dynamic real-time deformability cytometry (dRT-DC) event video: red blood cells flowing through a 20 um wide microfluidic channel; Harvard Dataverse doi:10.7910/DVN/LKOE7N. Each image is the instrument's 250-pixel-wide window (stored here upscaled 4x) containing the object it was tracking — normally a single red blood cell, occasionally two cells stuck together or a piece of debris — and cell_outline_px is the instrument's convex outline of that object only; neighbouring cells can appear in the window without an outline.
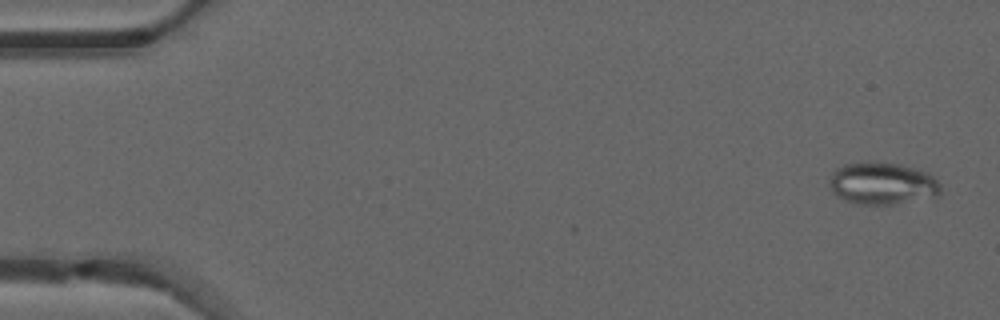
{"species": "common noctule bat (a hibernating species)", "species_latin": "Nyctalus noctula", "temperature_condition": "warm", "stored_images_in_passage": 49, "camera_frame_rate_fps": 3000, "um_per_image_px": 0.085, "animal": {"sex": "male", "forearm_length_mm": 52.5}, "frame": {"image": 1, "passage_image": 2, "time_ms": 0.333, "image_size_px": [1000, 320], "cell_outline_px": [[940, 196], [892, 204], [856, 204], [844, 200], [836, 196], [832, 192], [832, 172], [836, 168], [844, 164], [868, 160], [880, 160], [900, 164], [928, 172], [940, 184]], "centroid_in_image_um": [75.01, 15.57], "position_along_channel_um": 10.0, "area_um2": 27.69}}
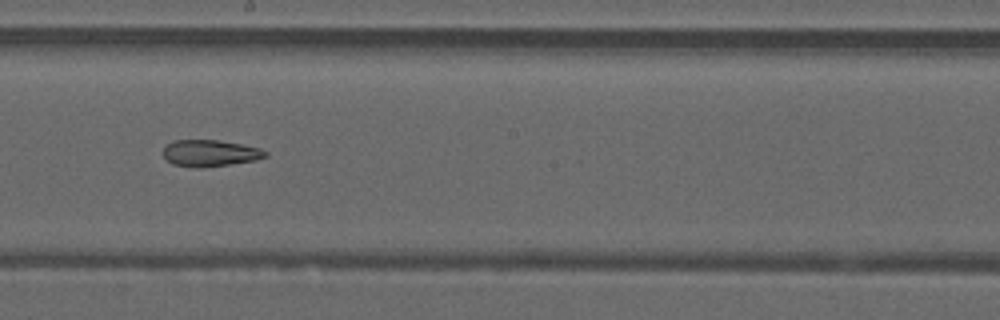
{"frame": {"image": 2, "passage_image": 28, "time_ms": 9.0, "image_size_px": [1000, 320], "cell_outline_px": [[268, 156], [256, 160], [200, 168], [196, 168], [172, 164], [164, 156], [164, 148], [172, 140], [216, 140], [240, 144], [260, 148], [268, 152]], "centroid_in_image_um": [17.86, 13.02], "position_along_channel_um": 230.3, "area_um2": 15.72}}
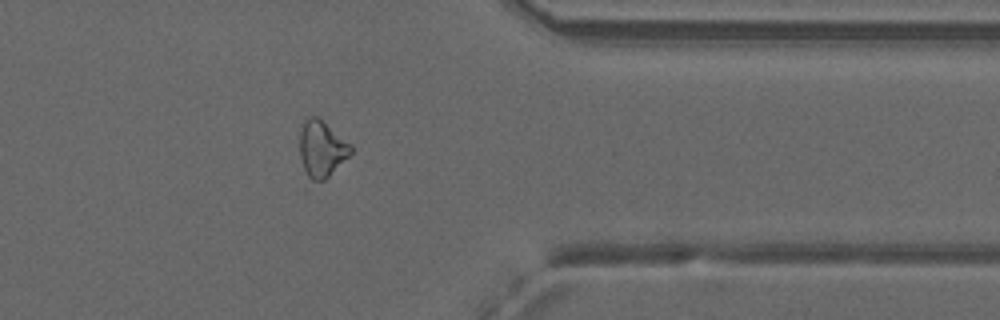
{"frame": {"image": 3, "passage_image": 40, "time_ms": 13.0, "image_size_px": [1000, 320], "cell_outline_px": [[352, 152], [324, 180], [312, 180], [308, 176], [304, 168], [300, 156], [300, 132], [308, 116], [316, 116], [352, 144]], "centroid_in_image_um": [27.35, 12.64], "position_along_channel_um": 384.1, "area_um2": 16.3}, "authors_computed_cell_mechanics": {"area_um2": 18.7272, "velocity_mm_per_s": 4.149, "shape_relaxation_time_tau1_ms": null, "shape_relaxation_time_tau2_ms": 6.8954, "deformation_change_tau1": null, "deformation_change_tau2": 0.1868}}